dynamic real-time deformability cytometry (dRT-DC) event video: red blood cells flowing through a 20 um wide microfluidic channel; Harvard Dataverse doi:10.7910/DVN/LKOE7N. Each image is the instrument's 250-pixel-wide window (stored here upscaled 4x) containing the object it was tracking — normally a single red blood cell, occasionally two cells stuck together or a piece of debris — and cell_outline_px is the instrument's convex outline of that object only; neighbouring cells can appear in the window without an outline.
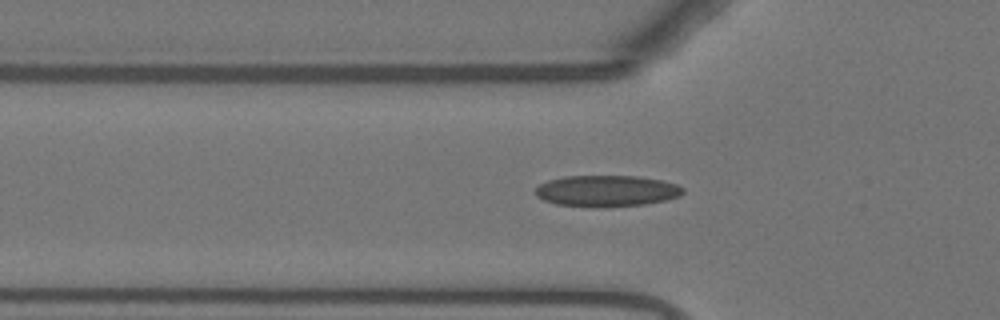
{"species": "Egyptian fruit bat (a non-hibernating species)", "species_latin": "Rousettus aegyptiacus", "temperature_condition": "warm", "stored_images_in_passage": 42, "camera_frame_rate_fps": 3000, "um_per_image_px": 0.085, "animal": {"sex": "female"}, "frame": {"image": 1, "passage_image": 12, "time_ms": 3.667, "image_size_px": [1000, 320], "cell_outline_px": [[684, 192], [680, 196], [664, 200], [644, 204], [600, 208], [596, 208], [556, 204], [544, 200], [536, 196], [536, 188], [540, 184], [548, 180], [564, 176], [636, 176], [664, 180], [676, 184], [684, 188]], "centroid_in_image_um": [51.57, 16.23], "position_along_channel_um": 74.2, "area_um2": 27.11}}
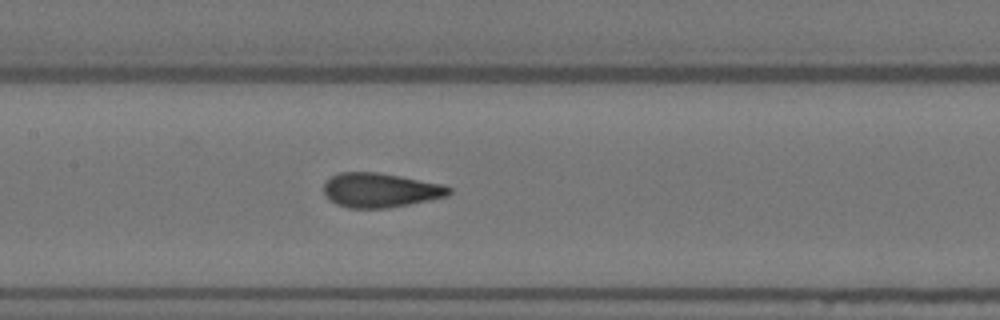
{"frame": {"image": 2, "passage_image": 20, "time_ms": 6.333, "image_size_px": [1000, 320], "cell_outline_px": [[452, 192], [448, 196], [388, 208], [348, 208], [336, 204], [324, 192], [324, 184], [332, 176], [340, 172], [376, 172], [444, 184], [452, 188]], "centroid_in_image_um": [32.36, 16.16], "position_along_channel_um": 175.0, "area_um2": 24.91}}
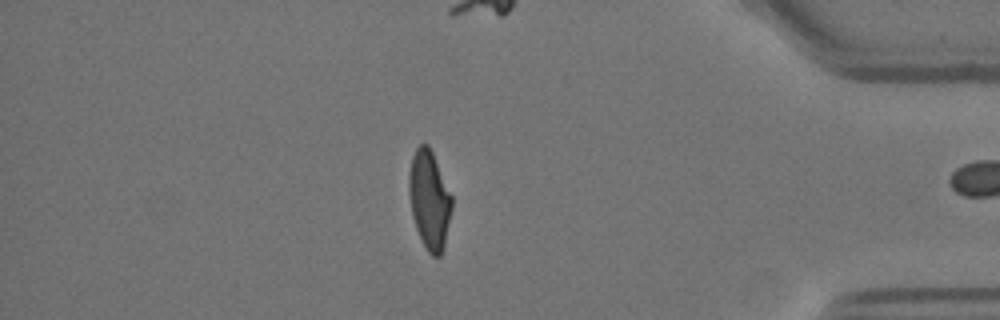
{"frame": {"image": 3, "passage_image": 41, "time_ms": 13.333, "image_size_px": [1000, 320], "cell_outline_px": [[452, 208], [444, 248], [440, 256], [432, 256], [428, 252], [420, 240], [412, 216], [408, 192], [408, 176], [412, 156], [416, 148], [420, 144], [428, 144], [432, 152], [452, 196]], "centroid_in_image_um": [36.48, 17.01], "position_along_channel_um": 398.7, "area_um2": 24.74}, "authors_computed_cell_mechanics": {"area_um2": 25.0274, "velocity_mm_per_s": 3.7134, "shape_relaxation_time_tau1_ms": 8.9999, "shape_relaxation_time_tau2_ms": 0.9086, "deformation_change_tau1": 0.25, "deformation_change_tau2": 0.0817}}